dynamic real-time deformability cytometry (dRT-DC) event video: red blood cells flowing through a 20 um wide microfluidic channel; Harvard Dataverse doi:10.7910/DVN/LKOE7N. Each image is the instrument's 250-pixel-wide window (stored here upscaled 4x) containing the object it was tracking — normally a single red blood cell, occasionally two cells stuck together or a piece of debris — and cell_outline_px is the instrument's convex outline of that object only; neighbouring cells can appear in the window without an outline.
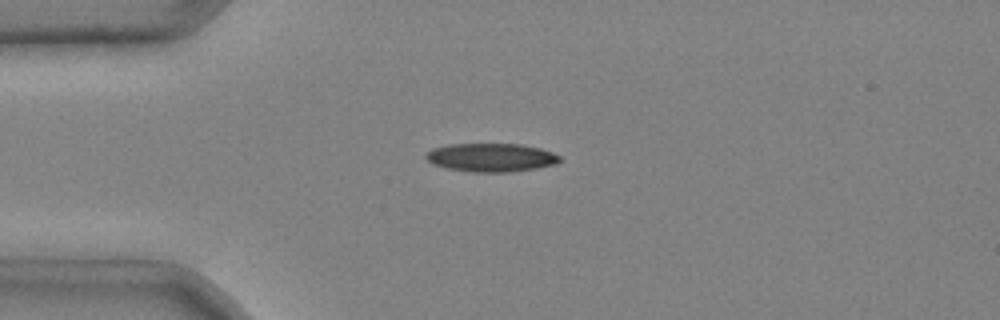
{"species": "common noctule bat (a hibernating species)", "species_latin": "Nyctalus noctula", "temperature_condition": "cold", "stored_images_in_passage": 2, "camera_frame_rate_fps": 3000, "um_per_image_px": 0.085, "animal": {"sex": "male", "body_mass_g": 20.4}, "frame": {"image": 1, "passage_image": 1, "time_ms": 0.0, "image_size_px": [1000, 320], "cell_outline_px": [[560, 160], [556, 164], [536, 168], [508, 172], [472, 172], [448, 168], [432, 164], [424, 156], [432, 148], [448, 144], [520, 144], [540, 148], [552, 152], [560, 156]], "centroid_in_image_um": [41.74, 13.38], "position_along_channel_um": 43.3, "area_um2": 22.14}}